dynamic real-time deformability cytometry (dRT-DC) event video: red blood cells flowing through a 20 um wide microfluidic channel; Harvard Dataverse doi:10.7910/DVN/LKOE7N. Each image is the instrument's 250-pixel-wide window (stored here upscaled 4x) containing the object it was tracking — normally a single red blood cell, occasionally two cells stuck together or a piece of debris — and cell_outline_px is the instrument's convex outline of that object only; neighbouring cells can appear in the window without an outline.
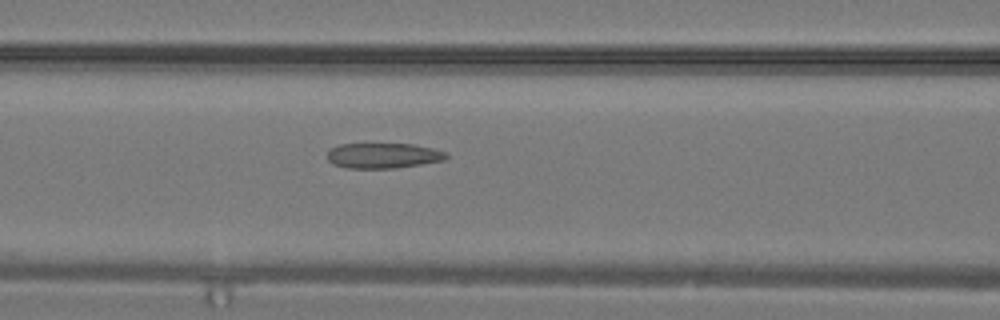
{"species": "common noctule bat (a hibernating species)", "species_latin": "Nyctalus noctula", "temperature_condition": "warm", "stored_images_in_passage": 8, "camera_frame_rate_fps": 3000, "um_per_image_px": 0.085, "animal": {"sex": "male", "body_mass_g": 19.2, "forearm_length_mm": 51.8}, "frame": {"image": 1, "passage_image": 5, "time_ms": 1.333, "image_size_px": [1000, 320], "cell_outline_px": [[448, 156], [444, 160], [396, 168], [348, 168], [332, 164], [328, 160], [328, 152], [332, 148], [340, 144], [412, 144], [432, 148], [448, 152]], "centroid_in_image_um": [32.58, 13.23], "position_along_channel_um": 134.0, "area_um2": 17.46}}
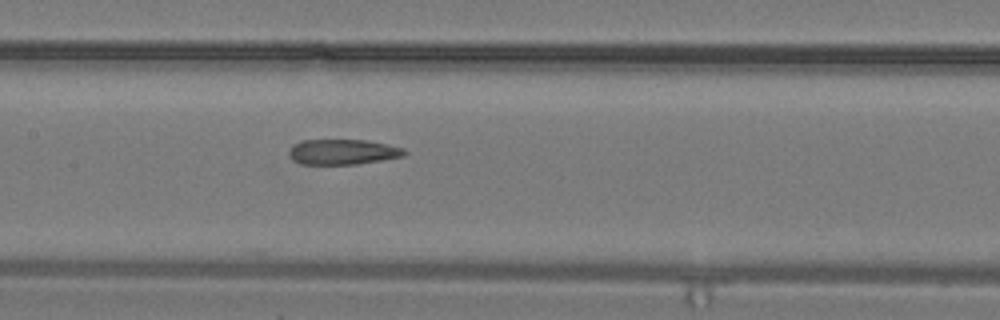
{"frame": {"image": 2, "passage_image": 7, "time_ms": 2.0, "image_size_px": [1000, 320], "cell_outline_px": [[408, 152], [404, 156], [356, 164], [300, 164], [292, 160], [288, 152], [296, 144], [304, 140], [364, 140], [388, 144], [404, 148]], "centroid_in_image_um": [29.16, 12.91], "position_along_channel_um": 178.2, "area_um2": 16.88}}